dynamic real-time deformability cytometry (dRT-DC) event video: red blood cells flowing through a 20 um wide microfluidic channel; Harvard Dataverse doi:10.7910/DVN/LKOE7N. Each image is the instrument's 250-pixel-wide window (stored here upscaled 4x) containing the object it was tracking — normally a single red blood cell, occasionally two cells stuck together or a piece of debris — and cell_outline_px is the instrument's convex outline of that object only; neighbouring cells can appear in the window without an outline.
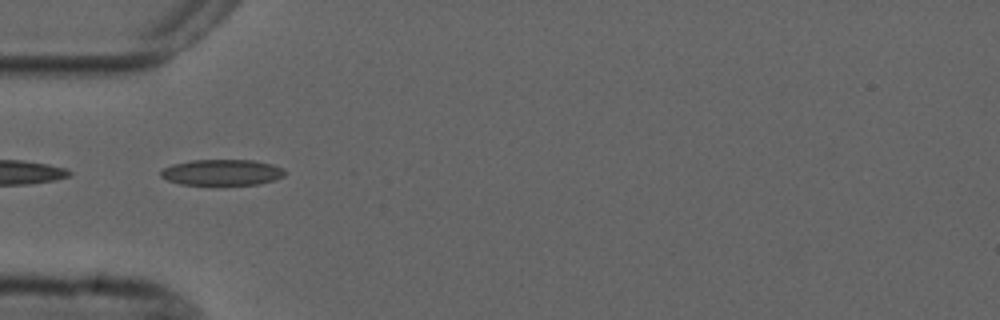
{"species": "common noctule bat (a hibernating species)", "species_latin": "Nyctalus noctula", "temperature_condition": "cold", "stored_images_in_passage": 5, "camera_frame_rate_fps": 3000, "um_per_image_px": 0.085, "animal": {"sex": "male", "forearm_length_mm": 52.5}, "frame": {"image": 1, "passage_image": 3, "time_ms": 2.333, "image_size_px": [1000, 320], "cell_outline_px": [[288, 172], [284, 176], [276, 180], [260, 184], [216, 188], [180, 184], [168, 180], [160, 176], [160, 172], [164, 168], [172, 164], [192, 160], [252, 160], [272, 164], [284, 168]], "centroid_in_image_um": [18.9, 14.71], "position_along_channel_um": 66.1, "area_um2": 19.94}}
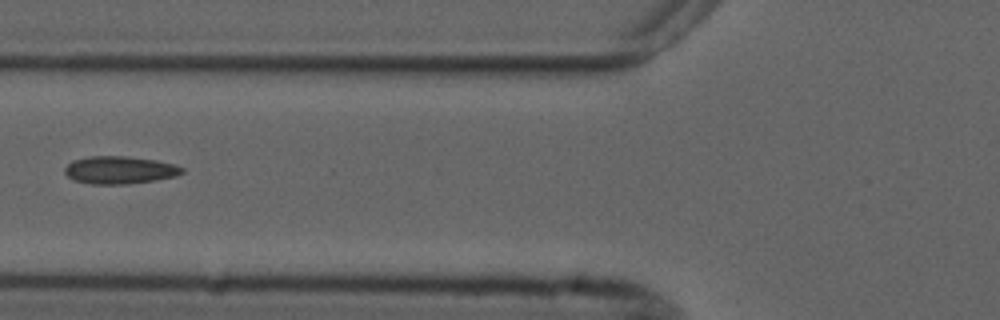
{"frame": {"image": 2, "passage_image": 4, "time_ms": 3.667, "image_size_px": [1000, 320], "cell_outline_px": [[184, 172], [176, 176], [152, 180], [124, 184], [92, 184], [72, 180], [64, 172], [64, 168], [72, 160], [88, 156], [128, 156], [156, 160], [172, 164], [184, 168]], "centroid_in_image_um": [10.13, 14.44], "position_along_channel_um": 115.7, "area_um2": 18.84}}
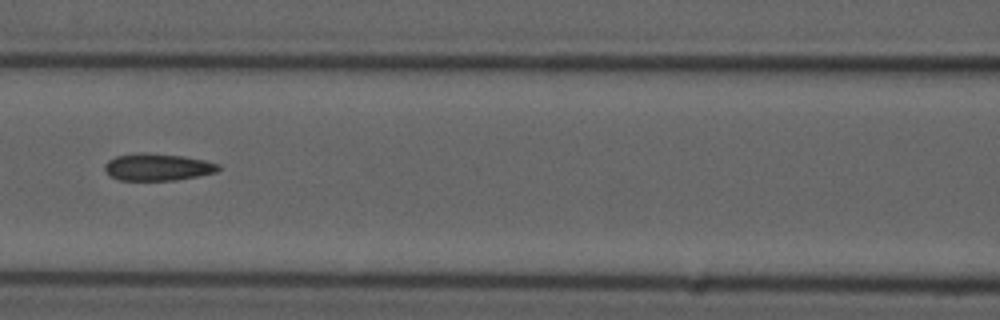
{"frame": {"image": 3, "passage_image": 5, "time_ms": 4.667, "image_size_px": [1000, 320], "cell_outline_px": [[220, 168], [216, 172], [176, 180], [116, 180], [104, 168], [104, 164], [108, 160], [116, 156], [136, 152], [144, 152], [184, 156], [204, 160], [220, 164]], "centroid_in_image_um": [13.38, 14.19], "position_along_channel_um": 153.2, "area_um2": 17.98}}